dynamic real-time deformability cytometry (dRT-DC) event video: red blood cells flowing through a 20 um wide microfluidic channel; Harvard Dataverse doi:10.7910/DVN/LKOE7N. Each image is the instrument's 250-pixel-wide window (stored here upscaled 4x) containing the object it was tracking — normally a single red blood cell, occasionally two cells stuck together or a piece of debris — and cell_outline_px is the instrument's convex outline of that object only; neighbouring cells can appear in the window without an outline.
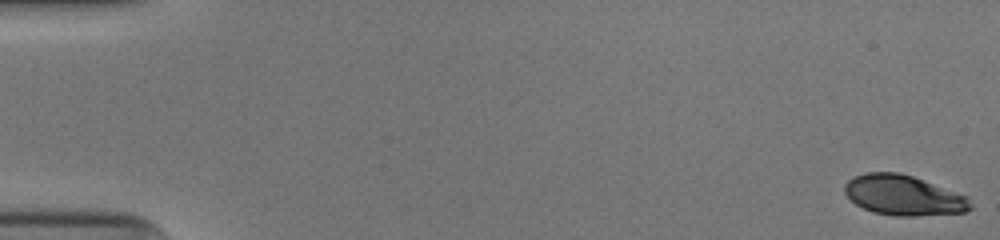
{"species": "human", "species_latin": "Homo sapiens", "temperature_condition": "cold", "stored_images_in_passage": 52, "camera_frame_rate_fps": 3000, "um_per_image_px": 0.085, "donor": {"sex": "male"}, "frame": {"image": 1, "passage_image": 1, "time_ms": 0.0, "image_size_px": [1000, 240], "cell_outline_px": [[972, 208], [964, 212], [916, 216], [896, 216], [872, 212], [856, 204], [844, 192], [844, 184], [852, 176], [868, 172], [900, 172], [912, 176], [968, 196], [972, 204]], "centroid_in_image_um": [76.79, 16.6], "position_along_channel_um": 8.2, "area_um2": 29.48}}
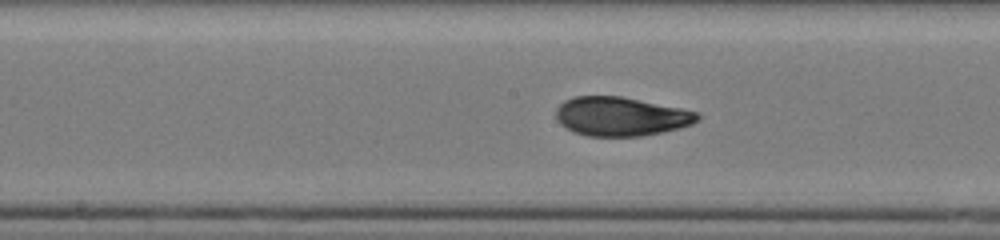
{"frame": {"image": 2, "passage_image": 28, "time_ms": 9.0, "image_size_px": [1000, 240], "cell_outline_px": [[700, 116], [692, 124], [680, 128], [664, 132], [640, 136], [588, 136], [572, 132], [560, 124], [556, 116], [556, 108], [564, 100], [576, 96], [620, 96], [700, 112]], "centroid_in_image_um": [52.76, 9.9], "position_along_channel_um": 195.4, "area_um2": 32.14}}
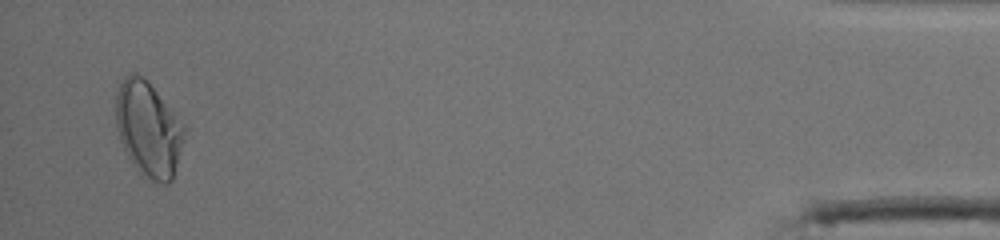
{"frame": {"image": 3, "passage_image": 51, "time_ms": 16.667, "image_size_px": [1000, 240], "cell_outline_px": [[184, 136], [172, 180], [168, 184], [160, 184], [140, 176], [132, 164], [120, 140], [116, 128], [116, 92], [124, 76], [132, 72], [136, 72], [144, 76], [148, 80], [184, 124]], "centroid_in_image_um": [12.59, 10.96], "position_along_channel_um": 422.6, "area_um2": 38.21}, "authors_computed_cell_mechanics": {"area_um2": 31.9056, "velocity_mm_per_s": 3.9476, "shape_relaxation_time_tau1_ms": 6.1899, "shape_relaxation_time_tau2_ms": 1.1205, "deformation_change_tau1": 0.1896, "deformation_change_tau2": 0.0512}}